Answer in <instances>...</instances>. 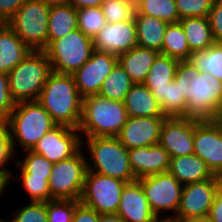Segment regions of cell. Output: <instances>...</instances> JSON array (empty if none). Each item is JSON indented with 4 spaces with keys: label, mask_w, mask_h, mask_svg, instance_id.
Instances as JSON below:
<instances>
[{
    "label": "cell",
    "mask_w": 222,
    "mask_h": 222,
    "mask_svg": "<svg viewBox=\"0 0 222 222\" xmlns=\"http://www.w3.org/2000/svg\"><path fill=\"white\" fill-rule=\"evenodd\" d=\"M174 81L187 103V118L218 120L222 113V81L200 71L189 60L178 61Z\"/></svg>",
    "instance_id": "6da1fadb"
},
{
    "label": "cell",
    "mask_w": 222,
    "mask_h": 222,
    "mask_svg": "<svg viewBox=\"0 0 222 222\" xmlns=\"http://www.w3.org/2000/svg\"><path fill=\"white\" fill-rule=\"evenodd\" d=\"M37 101L57 125L78 129L82 117L83 97L72 74L52 72Z\"/></svg>",
    "instance_id": "7a4b0ae2"
},
{
    "label": "cell",
    "mask_w": 222,
    "mask_h": 222,
    "mask_svg": "<svg viewBox=\"0 0 222 222\" xmlns=\"http://www.w3.org/2000/svg\"><path fill=\"white\" fill-rule=\"evenodd\" d=\"M123 102L110 100L98 94L83 98L82 117L78 131L85 137H117L127 122Z\"/></svg>",
    "instance_id": "3957f363"
},
{
    "label": "cell",
    "mask_w": 222,
    "mask_h": 222,
    "mask_svg": "<svg viewBox=\"0 0 222 222\" xmlns=\"http://www.w3.org/2000/svg\"><path fill=\"white\" fill-rule=\"evenodd\" d=\"M6 121L14 154L16 142L25 151L32 150L57 125L38 101L16 103Z\"/></svg>",
    "instance_id": "277c9868"
},
{
    "label": "cell",
    "mask_w": 222,
    "mask_h": 222,
    "mask_svg": "<svg viewBox=\"0 0 222 222\" xmlns=\"http://www.w3.org/2000/svg\"><path fill=\"white\" fill-rule=\"evenodd\" d=\"M52 66L43 50H31L28 55L8 75L12 99L18 103L37 101Z\"/></svg>",
    "instance_id": "5b68a950"
},
{
    "label": "cell",
    "mask_w": 222,
    "mask_h": 222,
    "mask_svg": "<svg viewBox=\"0 0 222 222\" xmlns=\"http://www.w3.org/2000/svg\"><path fill=\"white\" fill-rule=\"evenodd\" d=\"M83 144L93 162L88 171L119 179L124 182H133L136 179L129 164L128 149L117 137H85ZM94 165V166H93Z\"/></svg>",
    "instance_id": "8992f818"
},
{
    "label": "cell",
    "mask_w": 222,
    "mask_h": 222,
    "mask_svg": "<svg viewBox=\"0 0 222 222\" xmlns=\"http://www.w3.org/2000/svg\"><path fill=\"white\" fill-rule=\"evenodd\" d=\"M93 50V40L76 28L52 41L43 51L53 72L73 74L88 61Z\"/></svg>",
    "instance_id": "52a82bcc"
},
{
    "label": "cell",
    "mask_w": 222,
    "mask_h": 222,
    "mask_svg": "<svg viewBox=\"0 0 222 222\" xmlns=\"http://www.w3.org/2000/svg\"><path fill=\"white\" fill-rule=\"evenodd\" d=\"M49 10L42 0H26L6 24L31 50H44L47 47Z\"/></svg>",
    "instance_id": "ba28073f"
},
{
    "label": "cell",
    "mask_w": 222,
    "mask_h": 222,
    "mask_svg": "<svg viewBox=\"0 0 222 222\" xmlns=\"http://www.w3.org/2000/svg\"><path fill=\"white\" fill-rule=\"evenodd\" d=\"M80 148L74 155L53 163L49 177L51 200L80 201L85 178L88 172V160Z\"/></svg>",
    "instance_id": "9c48e42d"
},
{
    "label": "cell",
    "mask_w": 222,
    "mask_h": 222,
    "mask_svg": "<svg viewBox=\"0 0 222 222\" xmlns=\"http://www.w3.org/2000/svg\"><path fill=\"white\" fill-rule=\"evenodd\" d=\"M126 183L88 171L80 202L99 214L117 213L121 193Z\"/></svg>",
    "instance_id": "30bf717a"
},
{
    "label": "cell",
    "mask_w": 222,
    "mask_h": 222,
    "mask_svg": "<svg viewBox=\"0 0 222 222\" xmlns=\"http://www.w3.org/2000/svg\"><path fill=\"white\" fill-rule=\"evenodd\" d=\"M137 180L140 182L150 208L157 218H162V210L163 212L170 210L171 213L174 211L170 217L165 216L166 218H174L180 204L183 185L169 172Z\"/></svg>",
    "instance_id": "8fae6325"
},
{
    "label": "cell",
    "mask_w": 222,
    "mask_h": 222,
    "mask_svg": "<svg viewBox=\"0 0 222 222\" xmlns=\"http://www.w3.org/2000/svg\"><path fill=\"white\" fill-rule=\"evenodd\" d=\"M194 154L222 178V124L218 121L194 119Z\"/></svg>",
    "instance_id": "7c38bea8"
},
{
    "label": "cell",
    "mask_w": 222,
    "mask_h": 222,
    "mask_svg": "<svg viewBox=\"0 0 222 222\" xmlns=\"http://www.w3.org/2000/svg\"><path fill=\"white\" fill-rule=\"evenodd\" d=\"M117 63V55L93 50L88 61L72 74L80 95L85 98L98 94L104 80Z\"/></svg>",
    "instance_id": "4fadbf2b"
},
{
    "label": "cell",
    "mask_w": 222,
    "mask_h": 222,
    "mask_svg": "<svg viewBox=\"0 0 222 222\" xmlns=\"http://www.w3.org/2000/svg\"><path fill=\"white\" fill-rule=\"evenodd\" d=\"M222 178L214 176L201 182L183 185L180 204L174 218L208 216Z\"/></svg>",
    "instance_id": "5bb4252c"
},
{
    "label": "cell",
    "mask_w": 222,
    "mask_h": 222,
    "mask_svg": "<svg viewBox=\"0 0 222 222\" xmlns=\"http://www.w3.org/2000/svg\"><path fill=\"white\" fill-rule=\"evenodd\" d=\"M81 147L82 139L78 129L56 125L36 143L32 151L57 163L71 157Z\"/></svg>",
    "instance_id": "9a60e30c"
},
{
    "label": "cell",
    "mask_w": 222,
    "mask_h": 222,
    "mask_svg": "<svg viewBox=\"0 0 222 222\" xmlns=\"http://www.w3.org/2000/svg\"><path fill=\"white\" fill-rule=\"evenodd\" d=\"M158 144L167 150L170 158L194 154V119L166 117Z\"/></svg>",
    "instance_id": "2e32d148"
},
{
    "label": "cell",
    "mask_w": 222,
    "mask_h": 222,
    "mask_svg": "<svg viewBox=\"0 0 222 222\" xmlns=\"http://www.w3.org/2000/svg\"><path fill=\"white\" fill-rule=\"evenodd\" d=\"M94 50L120 55L138 46L134 19L116 23H106L92 39Z\"/></svg>",
    "instance_id": "e0dca14e"
},
{
    "label": "cell",
    "mask_w": 222,
    "mask_h": 222,
    "mask_svg": "<svg viewBox=\"0 0 222 222\" xmlns=\"http://www.w3.org/2000/svg\"><path fill=\"white\" fill-rule=\"evenodd\" d=\"M165 118L128 117L117 138L128 150L158 144Z\"/></svg>",
    "instance_id": "ac0fdd59"
},
{
    "label": "cell",
    "mask_w": 222,
    "mask_h": 222,
    "mask_svg": "<svg viewBox=\"0 0 222 222\" xmlns=\"http://www.w3.org/2000/svg\"><path fill=\"white\" fill-rule=\"evenodd\" d=\"M117 214L124 222H158L138 180L124 186Z\"/></svg>",
    "instance_id": "d6986e66"
},
{
    "label": "cell",
    "mask_w": 222,
    "mask_h": 222,
    "mask_svg": "<svg viewBox=\"0 0 222 222\" xmlns=\"http://www.w3.org/2000/svg\"><path fill=\"white\" fill-rule=\"evenodd\" d=\"M129 164L136 179L168 172L170 156L160 144L128 150Z\"/></svg>",
    "instance_id": "ffe728a7"
},
{
    "label": "cell",
    "mask_w": 222,
    "mask_h": 222,
    "mask_svg": "<svg viewBox=\"0 0 222 222\" xmlns=\"http://www.w3.org/2000/svg\"><path fill=\"white\" fill-rule=\"evenodd\" d=\"M123 103L128 117H166L151 90L143 83L133 84Z\"/></svg>",
    "instance_id": "44dd1931"
},
{
    "label": "cell",
    "mask_w": 222,
    "mask_h": 222,
    "mask_svg": "<svg viewBox=\"0 0 222 222\" xmlns=\"http://www.w3.org/2000/svg\"><path fill=\"white\" fill-rule=\"evenodd\" d=\"M30 51L6 23H0V72L8 74Z\"/></svg>",
    "instance_id": "7402d4cb"
},
{
    "label": "cell",
    "mask_w": 222,
    "mask_h": 222,
    "mask_svg": "<svg viewBox=\"0 0 222 222\" xmlns=\"http://www.w3.org/2000/svg\"><path fill=\"white\" fill-rule=\"evenodd\" d=\"M168 172L182 185L201 182L215 176L207 164L196 154L170 158Z\"/></svg>",
    "instance_id": "603a6c76"
},
{
    "label": "cell",
    "mask_w": 222,
    "mask_h": 222,
    "mask_svg": "<svg viewBox=\"0 0 222 222\" xmlns=\"http://www.w3.org/2000/svg\"><path fill=\"white\" fill-rule=\"evenodd\" d=\"M159 52L136 46L118 55V63L134 84L144 83L147 74Z\"/></svg>",
    "instance_id": "cb8c5ba5"
},
{
    "label": "cell",
    "mask_w": 222,
    "mask_h": 222,
    "mask_svg": "<svg viewBox=\"0 0 222 222\" xmlns=\"http://www.w3.org/2000/svg\"><path fill=\"white\" fill-rule=\"evenodd\" d=\"M134 20L138 46L162 54V44L168 23L152 16L139 14L137 11L135 12Z\"/></svg>",
    "instance_id": "d4e9b609"
},
{
    "label": "cell",
    "mask_w": 222,
    "mask_h": 222,
    "mask_svg": "<svg viewBox=\"0 0 222 222\" xmlns=\"http://www.w3.org/2000/svg\"><path fill=\"white\" fill-rule=\"evenodd\" d=\"M78 28L77 11L72 5L51 6L48 19L47 46Z\"/></svg>",
    "instance_id": "484cf974"
},
{
    "label": "cell",
    "mask_w": 222,
    "mask_h": 222,
    "mask_svg": "<svg viewBox=\"0 0 222 222\" xmlns=\"http://www.w3.org/2000/svg\"><path fill=\"white\" fill-rule=\"evenodd\" d=\"M179 22L191 52L206 50L215 43L207 17H188Z\"/></svg>",
    "instance_id": "4316f807"
},
{
    "label": "cell",
    "mask_w": 222,
    "mask_h": 222,
    "mask_svg": "<svg viewBox=\"0 0 222 222\" xmlns=\"http://www.w3.org/2000/svg\"><path fill=\"white\" fill-rule=\"evenodd\" d=\"M166 117H186L187 103L174 80L163 89H150Z\"/></svg>",
    "instance_id": "83f0119b"
},
{
    "label": "cell",
    "mask_w": 222,
    "mask_h": 222,
    "mask_svg": "<svg viewBox=\"0 0 222 222\" xmlns=\"http://www.w3.org/2000/svg\"><path fill=\"white\" fill-rule=\"evenodd\" d=\"M178 60L159 53L144 81L149 89H163L175 78Z\"/></svg>",
    "instance_id": "f1b7e54d"
},
{
    "label": "cell",
    "mask_w": 222,
    "mask_h": 222,
    "mask_svg": "<svg viewBox=\"0 0 222 222\" xmlns=\"http://www.w3.org/2000/svg\"><path fill=\"white\" fill-rule=\"evenodd\" d=\"M191 53L180 22L168 24L164 34L162 54L184 61L189 60Z\"/></svg>",
    "instance_id": "f546056e"
},
{
    "label": "cell",
    "mask_w": 222,
    "mask_h": 222,
    "mask_svg": "<svg viewBox=\"0 0 222 222\" xmlns=\"http://www.w3.org/2000/svg\"><path fill=\"white\" fill-rule=\"evenodd\" d=\"M133 84L122 66L117 63L104 80L98 95L110 100L123 102Z\"/></svg>",
    "instance_id": "4dcf8cb0"
},
{
    "label": "cell",
    "mask_w": 222,
    "mask_h": 222,
    "mask_svg": "<svg viewBox=\"0 0 222 222\" xmlns=\"http://www.w3.org/2000/svg\"><path fill=\"white\" fill-rule=\"evenodd\" d=\"M189 61L200 71L222 81V43L215 42L206 50L192 52Z\"/></svg>",
    "instance_id": "1f68e13d"
},
{
    "label": "cell",
    "mask_w": 222,
    "mask_h": 222,
    "mask_svg": "<svg viewBox=\"0 0 222 222\" xmlns=\"http://www.w3.org/2000/svg\"><path fill=\"white\" fill-rule=\"evenodd\" d=\"M139 14L152 16L166 23L179 22V13L175 0H135Z\"/></svg>",
    "instance_id": "d6a6232c"
},
{
    "label": "cell",
    "mask_w": 222,
    "mask_h": 222,
    "mask_svg": "<svg viewBox=\"0 0 222 222\" xmlns=\"http://www.w3.org/2000/svg\"><path fill=\"white\" fill-rule=\"evenodd\" d=\"M76 11L78 28L91 39L107 23L101 7L80 8L76 9Z\"/></svg>",
    "instance_id": "836d02e7"
},
{
    "label": "cell",
    "mask_w": 222,
    "mask_h": 222,
    "mask_svg": "<svg viewBox=\"0 0 222 222\" xmlns=\"http://www.w3.org/2000/svg\"><path fill=\"white\" fill-rule=\"evenodd\" d=\"M16 167L21 168V176L17 180L22 181V187L29 194L30 202H47L51 200L49 178L32 177L17 162Z\"/></svg>",
    "instance_id": "e575fe53"
},
{
    "label": "cell",
    "mask_w": 222,
    "mask_h": 222,
    "mask_svg": "<svg viewBox=\"0 0 222 222\" xmlns=\"http://www.w3.org/2000/svg\"><path fill=\"white\" fill-rule=\"evenodd\" d=\"M105 20L116 23L134 19L136 12L135 0H105L101 5Z\"/></svg>",
    "instance_id": "d590c367"
},
{
    "label": "cell",
    "mask_w": 222,
    "mask_h": 222,
    "mask_svg": "<svg viewBox=\"0 0 222 222\" xmlns=\"http://www.w3.org/2000/svg\"><path fill=\"white\" fill-rule=\"evenodd\" d=\"M27 156L22 161H16L32 177L49 178L53 163L32 150H26Z\"/></svg>",
    "instance_id": "8d00e7d4"
},
{
    "label": "cell",
    "mask_w": 222,
    "mask_h": 222,
    "mask_svg": "<svg viewBox=\"0 0 222 222\" xmlns=\"http://www.w3.org/2000/svg\"><path fill=\"white\" fill-rule=\"evenodd\" d=\"M76 200L53 199L46 202L47 222H72Z\"/></svg>",
    "instance_id": "74e56055"
},
{
    "label": "cell",
    "mask_w": 222,
    "mask_h": 222,
    "mask_svg": "<svg viewBox=\"0 0 222 222\" xmlns=\"http://www.w3.org/2000/svg\"><path fill=\"white\" fill-rule=\"evenodd\" d=\"M214 0H175L179 18L207 17Z\"/></svg>",
    "instance_id": "f35d334b"
},
{
    "label": "cell",
    "mask_w": 222,
    "mask_h": 222,
    "mask_svg": "<svg viewBox=\"0 0 222 222\" xmlns=\"http://www.w3.org/2000/svg\"><path fill=\"white\" fill-rule=\"evenodd\" d=\"M13 215L10 222H47L46 202H29Z\"/></svg>",
    "instance_id": "ab89813d"
},
{
    "label": "cell",
    "mask_w": 222,
    "mask_h": 222,
    "mask_svg": "<svg viewBox=\"0 0 222 222\" xmlns=\"http://www.w3.org/2000/svg\"><path fill=\"white\" fill-rule=\"evenodd\" d=\"M15 156L12 150L10 135L8 131L7 121L0 120V172L9 175V180L12 178V171L4 168L6 164ZM4 168V169H1Z\"/></svg>",
    "instance_id": "60d3db41"
},
{
    "label": "cell",
    "mask_w": 222,
    "mask_h": 222,
    "mask_svg": "<svg viewBox=\"0 0 222 222\" xmlns=\"http://www.w3.org/2000/svg\"><path fill=\"white\" fill-rule=\"evenodd\" d=\"M15 105L10 94L8 75L0 72V120L6 121Z\"/></svg>",
    "instance_id": "b9f144b4"
},
{
    "label": "cell",
    "mask_w": 222,
    "mask_h": 222,
    "mask_svg": "<svg viewBox=\"0 0 222 222\" xmlns=\"http://www.w3.org/2000/svg\"><path fill=\"white\" fill-rule=\"evenodd\" d=\"M207 18L214 41L222 43V0H214Z\"/></svg>",
    "instance_id": "7bdbcfd3"
},
{
    "label": "cell",
    "mask_w": 222,
    "mask_h": 222,
    "mask_svg": "<svg viewBox=\"0 0 222 222\" xmlns=\"http://www.w3.org/2000/svg\"><path fill=\"white\" fill-rule=\"evenodd\" d=\"M100 214L76 200L72 222H99Z\"/></svg>",
    "instance_id": "ee69618b"
},
{
    "label": "cell",
    "mask_w": 222,
    "mask_h": 222,
    "mask_svg": "<svg viewBox=\"0 0 222 222\" xmlns=\"http://www.w3.org/2000/svg\"><path fill=\"white\" fill-rule=\"evenodd\" d=\"M25 1L26 0H0V23H7Z\"/></svg>",
    "instance_id": "f6af8a7d"
},
{
    "label": "cell",
    "mask_w": 222,
    "mask_h": 222,
    "mask_svg": "<svg viewBox=\"0 0 222 222\" xmlns=\"http://www.w3.org/2000/svg\"><path fill=\"white\" fill-rule=\"evenodd\" d=\"M208 218L211 222H222V182L220 183L210 208Z\"/></svg>",
    "instance_id": "bcb514c9"
},
{
    "label": "cell",
    "mask_w": 222,
    "mask_h": 222,
    "mask_svg": "<svg viewBox=\"0 0 222 222\" xmlns=\"http://www.w3.org/2000/svg\"><path fill=\"white\" fill-rule=\"evenodd\" d=\"M105 0H70V5L75 9L90 8V7H101Z\"/></svg>",
    "instance_id": "7dc6e473"
},
{
    "label": "cell",
    "mask_w": 222,
    "mask_h": 222,
    "mask_svg": "<svg viewBox=\"0 0 222 222\" xmlns=\"http://www.w3.org/2000/svg\"><path fill=\"white\" fill-rule=\"evenodd\" d=\"M99 222H124L117 213L100 214Z\"/></svg>",
    "instance_id": "c3c4849f"
},
{
    "label": "cell",
    "mask_w": 222,
    "mask_h": 222,
    "mask_svg": "<svg viewBox=\"0 0 222 222\" xmlns=\"http://www.w3.org/2000/svg\"><path fill=\"white\" fill-rule=\"evenodd\" d=\"M9 182V175L4 172H0V198L2 197L4 190L9 185Z\"/></svg>",
    "instance_id": "681fc988"
},
{
    "label": "cell",
    "mask_w": 222,
    "mask_h": 222,
    "mask_svg": "<svg viewBox=\"0 0 222 222\" xmlns=\"http://www.w3.org/2000/svg\"><path fill=\"white\" fill-rule=\"evenodd\" d=\"M176 222H211L208 216L193 218H173Z\"/></svg>",
    "instance_id": "f907efd6"
},
{
    "label": "cell",
    "mask_w": 222,
    "mask_h": 222,
    "mask_svg": "<svg viewBox=\"0 0 222 222\" xmlns=\"http://www.w3.org/2000/svg\"><path fill=\"white\" fill-rule=\"evenodd\" d=\"M49 7L51 6H59V5H69L70 0H42Z\"/></svg>",
    "instance_id": "816d5d0a"
},
{
    "label": "cell",
    "mask_w": 222,
    "mask_h": 222,
    "mask_svg": "<svg viewBox=\"0 0 222 222\" xmlns=\"http://www.w3.org/2000/svg\"><path fill=\"white\" fill-rule=\"evenodd\" d=\"M158 222H176L173 218H160Z\"/></svg>",
    "instance_id": "f5cc1de1"
},
{
    "label": "cell",
    "mask_w": 222,
    "mask_h": 222,
    "mask_svg": "<svg viewBox=\"0 0 222 222\" xmlns=\"http://www.w3.org/2000/svg\"><path fill=\"white\" fill-rule=\"evenodd\" d=\"M218 121L222 124V113L220 114Z\"/></svg>",
    "instance_id": "db71d44e"
},
{
    "label": "cell",
    "mask_w": 222,
    "mask_h": 222,
    "mask_svg": "<svg viewBox=\"0 0 222 222\" xmlns=\"http://www.w3.org/2000/svg\"><path fill=\"white\" fill-rule=\"evenodd\" d=\"M0 222H8V221H6V220H4V219H0ZM10 222V221H9Z\"/></svg>",
    "instance_id": "11a10c76"
}]
</instances>
